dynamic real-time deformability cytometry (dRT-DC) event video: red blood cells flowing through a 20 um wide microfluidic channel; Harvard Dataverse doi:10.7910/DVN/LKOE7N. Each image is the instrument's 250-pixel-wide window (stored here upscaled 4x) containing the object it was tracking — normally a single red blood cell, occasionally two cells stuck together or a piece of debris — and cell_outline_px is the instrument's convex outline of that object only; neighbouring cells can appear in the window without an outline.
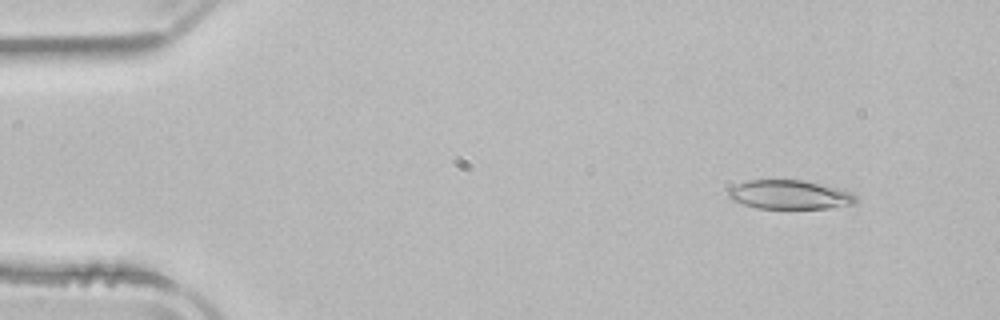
{"species": "common noctule bat (a hibernating species)", "species_latin": "Nyctalus noctula", "temperature_condition": "room temperature", "stored_images_in_passage": 51, "camera_frame_rate_fps": 3000, "um_per_image_px": 0.085, "animal": {"sex": "male", "body_mass_g": 21.5, "forearm_length_mm": 52.0}, "frame": {"image": 1, "passage_image": 5, "time_ms": 1.333, "image_size_px": [1000, 320], "cell_outline_px": [[860, 200], [856, 204], [828, 208], [756, 208], [732, 200], [728, 196], [728, 188], [748, 180], [804, 180], [844, 188], [852, 192]], "centroid_in_image_um": [67.2, 16.54], "position_along_channel_um": 17.8, "area_um2": 21.91}}
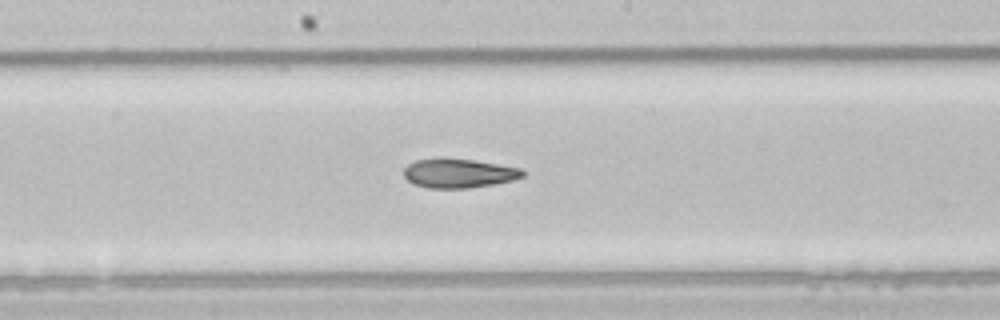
{"frame": {"image": 2, "passage_image": 27, "time_ms": 8.667, "image_size_px": [1000, 320], "cell_outline_px": [[524, 176], [512, 180], [492, 184], [468, 188], [428, 188], [412, 184], [404, 176], [404, 168], [408, 164], [416, 160], [476, 160], [520, 168], [524, 172]], "centroid_in_image_um": [38.99, 14.75], "position_along_channel_um": 209.2, "area_um2": 19.65}}
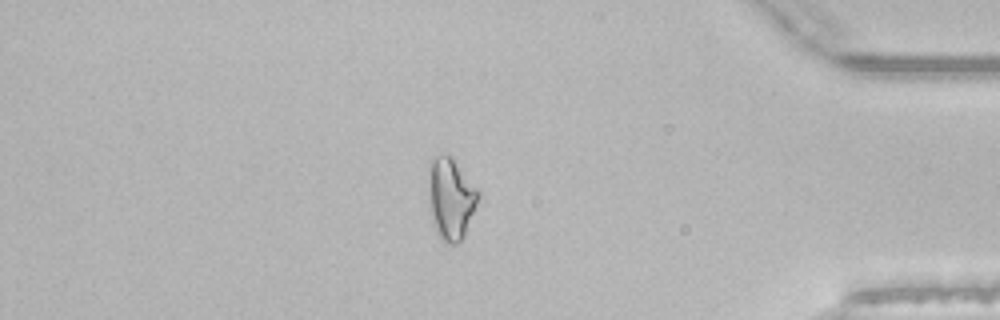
{"frame": {"image": 3, "passage_image": 44, "time_ms": 14.333, "image_size_px": [1000, 320], "cell_outline_px": [[476, 204], [464, 236], [456, 244], [448, 244], [440, 236], [432, 224], [428, 184], [428, 160], [432, 156], [452, 156], [476, 188]], "centroid_in_image_um": [38.26, 16.84], "position_along_channel_um": 396.9, "area_um2": 23.18}, "authors_computed_cell_mechanics": {"area_um2": 21.7328, "velocity_mm_per_s": 3.9155, "shape_relaxation_time_tau1_ms": null, "shape_relaxation_time_tau2_ms": 3.6085, "deformation_change_tau1": null, "deformation_change_tau2": 0.1224}}